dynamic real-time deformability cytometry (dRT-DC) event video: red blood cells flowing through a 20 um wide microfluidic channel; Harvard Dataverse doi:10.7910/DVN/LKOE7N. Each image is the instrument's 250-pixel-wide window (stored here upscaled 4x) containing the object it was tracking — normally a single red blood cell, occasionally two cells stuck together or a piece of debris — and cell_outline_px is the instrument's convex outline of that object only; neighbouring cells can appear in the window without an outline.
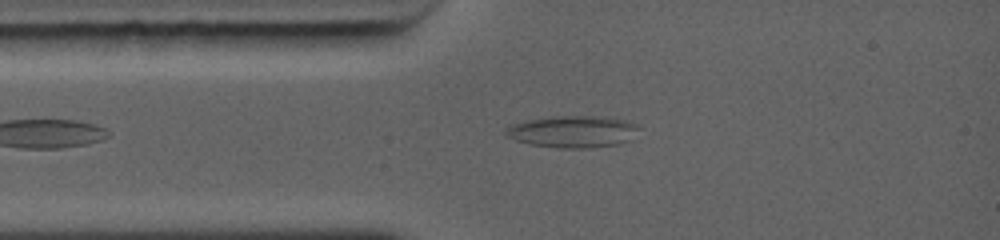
{"species": "common noctule bat (a hibernating species)", "species_latin": "Nyctalus noctula", "temperature_condition": "warm", "stored_images_in_passage": 30, "camera_frame_rate_fps": 5000, "um_per_image_px": 0.085, "animal": {"sex": "female", "body_mass_g": 19.0, "forearm_length_mm": 56.7}, "frame": {"image": 1, "passage_image": 4, "time_ms": 1.6, "image_size_px": [1000, 240], "cell_outline_px": [[640, 128], [632, 140], [620, 144], [588, 148], [560, 148], [528, 144], [504, 136], [504, 128], [508, 124], [524, 120], [552, 116], [600, 116], [632, 120], [640, 124]], "centroid_in_image_um": [48.71, 11.17], "position_along_channel_um": 36.3, "area_um2": 25.61}}
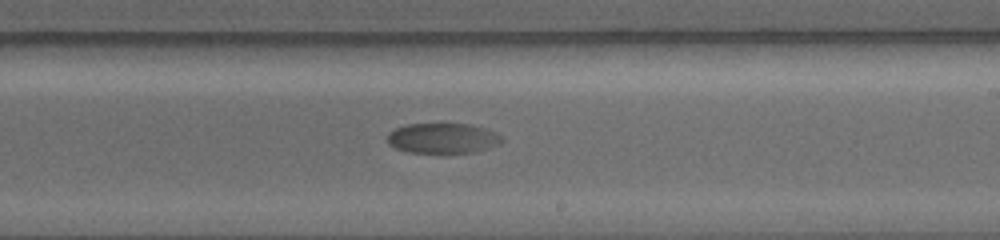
{"frame": {"image": 2, "passage_image": 14, "time_ms": 6.8, "image_size_px": [1000, 240], "cell_outline_px": [[504, 140], [500, 144], [476, 152], [444, 156], [440, 156], [408, 152], [396, 148], [388, 144], [384, 136], [388, 132], [396, 128], [408, 124], [444, 120], [472, 124], [496, 132], [504, 136]], "centroid_in_image_um": [37.63, 11.75], "position_along_channel_um": 251.4, "area_um2": 22.31}}
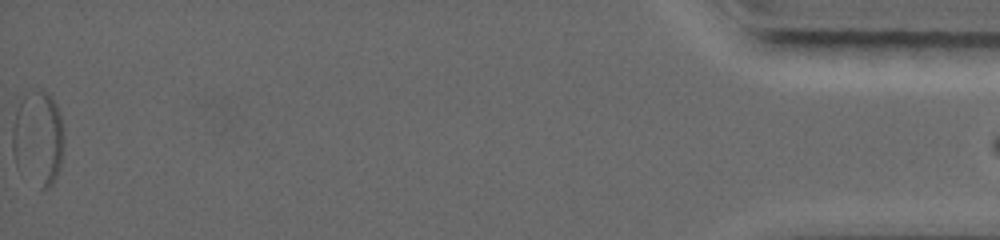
{"frame": {"image": 3, "passage_image": 29, "time_ms": 14.6, "image_size_px": [1000, 240], "cell_outline_px": [[64, 140], [60, 168], [52, 184], [48, 188], [40, 188], [16, 164], [12, 148], [12, 128], [16, 108], [20, 100], [32, 88], [48, 92], [56, 104], [64, 128]], "centroid_in_image_um": [3.25, 11.68], "position_along_channel_um": 432.0, "area_um2": 28.55}}